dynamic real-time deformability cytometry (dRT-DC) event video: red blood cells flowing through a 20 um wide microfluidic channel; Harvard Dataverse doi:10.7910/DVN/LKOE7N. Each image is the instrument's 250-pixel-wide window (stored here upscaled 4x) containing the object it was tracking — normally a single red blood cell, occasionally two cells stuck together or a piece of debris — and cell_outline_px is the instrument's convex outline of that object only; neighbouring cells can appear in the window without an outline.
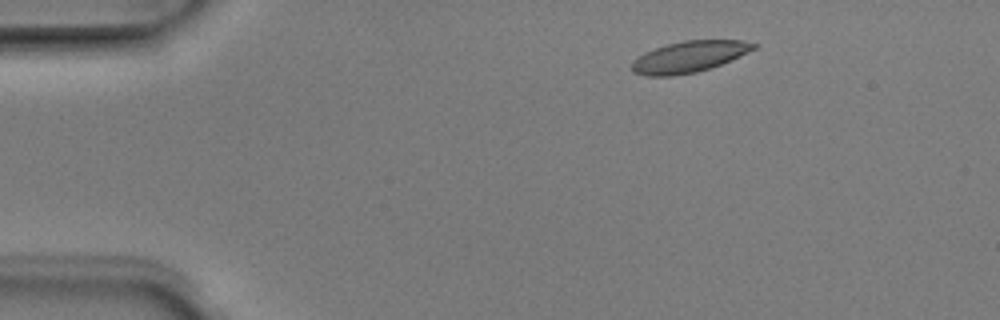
{"species": "Egyptian fruit bat (a non-hibernating species)", "species_latin": "Rousettus aegyptiacus", "temperature_condition": "room temperature", "stored_images_in_passage": 3, "camera_frame_rate_fps": 3000, "um_per_image_px": 0.085, "animal": {"sex": "male"}, "frame": {"image": 1, "passage_image": 1, "time_ms": 0.0, "image_size_px": [1000, 320], "cell_outline_px": [[756, 48], [720, 64], [696, 72], [672, 76], [644, 76], [632, 72], [632, 60], [644, 52], [668, 44], [684, 40], [740, 40], [756, 44]], "centroid_in_image_um": [58.5, 4.83], "position_along_channel_um": 26.5, "area_um2": 21.91}}